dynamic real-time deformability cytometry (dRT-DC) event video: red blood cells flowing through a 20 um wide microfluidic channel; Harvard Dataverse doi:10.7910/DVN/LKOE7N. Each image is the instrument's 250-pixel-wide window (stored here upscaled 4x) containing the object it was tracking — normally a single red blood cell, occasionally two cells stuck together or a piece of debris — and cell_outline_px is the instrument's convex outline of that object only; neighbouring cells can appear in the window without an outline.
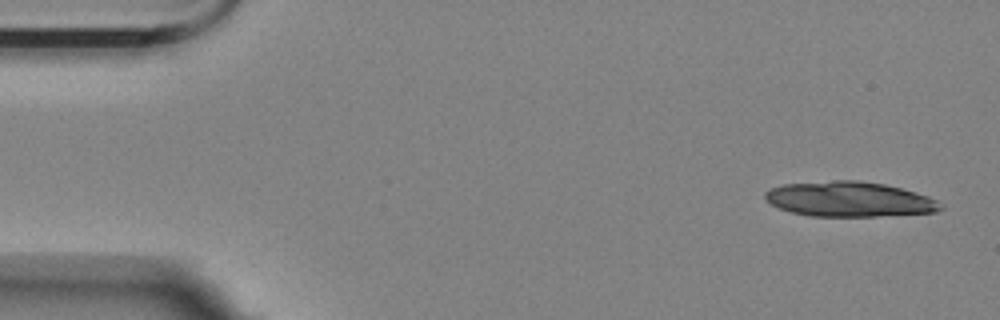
{"species": "Egyptian fruit bat (a non-hibernating species)", "species_latin": "Rousettus aegyptiacus", "temperature_condition": "room temperature", "stored_images_in_passage": 14, "camera_frame_rate_fps": 3000, "um_per_image_px": 0.085, "animal": {"sex": "female"}, "frame": {"image": 1, "passage_image": 1, "time_ms": 0.0, "image_size_px": [1000, 320], "cell_outline_px": [[944, 208], [936, 212], [876, 216], [808, 216], [792, 212], [780, 208], [772, 204], [764, 196], [764, 192], [772, 188], [784, 184], [836, 180], [856, 180], [884, 184], [900, 188], [928, 196], [944, 204]], "centroid_in_image_um": [72.22, 16.93], "position_along_channel_um": 12.8, "area_um2": 35.66}}